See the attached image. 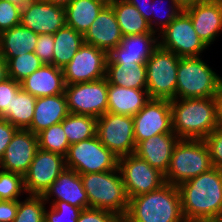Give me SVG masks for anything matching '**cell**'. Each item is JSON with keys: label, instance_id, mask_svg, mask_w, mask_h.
Masks as SVG:
<instances>
[{"label": "cell", "instance_id": "6da1fadb", "mask_svg": "<svg viewBox=\"0 0 222 222\" xmlns=\"http://www.w3.org/2000/svg\"><path fill=\"white\" fill-rule=\"evenodd\" d=\"M177 187L184 219L210 222L222 217V169L212 167Z\"/></svg>", "mask_w": 222, "mask_h": 222}, {"label": "cell", "instance_id": "7a4b0ae2", "mask_svg": "<svg viewBox=\"0 0 222 222\" xmlns=\"http://www.w3.org/2000/svg\"><path fill=\"white\" fill-rule=\"evenodd\" d=\"M170 106L173 132L180 139L204 140L218 128L213 97L173 99Z\"/></svg>", "mask_w": 222, "mask_h": 222}, {"label": "cell", "instance_id": "3957f363", "mask_svg": "<svg viewBox=\"0 0 222 222\" xmlns=\"http://www.w3.org/2000/svg\"><path fill=\"white\" fill-rule=\"evenodd\" d=\"M184 220L178 187L164 184L147 194L129 199L123 222H182Z\"/></svg>", "mask_w": 222, "mask_h": 222}, {"label": "cell", "instance_id": "277c9868", "mask_svg": "<svg viewBox=\"0 0 222 222\" xmlns=\"http://www.w3.org/2000/svg\"><path fill=\"white\" fill-rule=\"evenodd\" d=\"M89 208L107 210L123 219L129 198L118 167L115 170L81 174Z\"/></svg>", "mask_w": 222, "mask_h": 222}, {"label": "cell", "instance_id": "5b68a950", "mask_svg": "<svg viewBox=\"0 0 222 222\" xmlns=\"http://www.w3.org/2000/svg\"><path fill=\"white\" fill-rule=\"evenodd\" d=\"M204 140L179 139L175 144L165 175L166 183L178 186L212 168Z\"/></svg>", "mask_w": 222, "mask_h": 222}, {"label": "cell", "instance_id": "8992f818", "mask_svg": "<svg viewBox=\"0 0 222 222\" xmlns=\"http://www.w3.org/2000/svg\"><path fill=\"white\" fill-rule=\"evenodd\" d=\"M200 57L180 58L176 99L214 97L221 87L222 77Z\"/></svg>", "mask_w": 222, "mask_h": 222}, {"label": "cell", "instance_id": "52a82bcc", "mask_svg": "<svg viewBox=\"0 0 222 222\" xmlns=\"http://www.w3.org/2000/svg\"><path fill=\"white\" fill-rule=\"evenodd\" d=\"M180 57L158 46L146 61L147 92L150 99H176Z\"/></svg>", "mask_w": 222, "mask_h": 222}, {"label": "cell", "instance_id": "ba28073f", "mask_svg": "<svg viewBox=\"0 0 222 222\" xmlns=\"http://www.w3.org/2000/svg\"><path fill=\"white\" fill-rule=\"evenodd\" d=\"M66 168L87 174L115 170L118 157L107 149L95 135L87 140L71 144L65 156Z\"/></svg>", "mask_w": 222, "mask_h": 222}, {"label": "cell", "instance_id": "9c48e42d", "mask_svg": "<svg viewBox=\"0 0 222 222\" xmlns=\"http://www.w3.org/2000/svg\"><path fill=\"white\" fill-rule=\"evenodd\" d=\"M118 169L129 199L155 191L166 184L165 175L135 153L119 157Z\"/></svg>", "mask_w": 222, "mask_h": 222}, {"label": "cell", "instance_id": "30bf717a", "mask_svg": "<svg viewBox=\"0 0 222 222\" xmlns=\"http://www.w3.org/2000/svg\"><path fill=\"white\" fill-rule=\"evenodd\" d=\"M96 136L118 158L135 152L136 142L132 116L106 112L97 118Z\"/></svg>", "mask_w": 222, "mask_h": 222}, {"label": "cell", "instance_id": "8fae6325", "mask_svg": "<svg viewBox=\"0 0 222 222\" xmlns=\"http://www.w3.org/2000/svg\"><path fill=\"white\" fill-rule=\"evenodd\" d=\"M159 46L180 58L199 57L208 47L194 30L189 14L182 12L158 34Z\"/></svg>", "mask_w": 222, "mask_h": 222}, {"label": "cell", "instance_id": "7c38bea8", "mask_svg": "<svg viewBox=\"0 0 222 222\" xmlns=\"http://www.w3.org/2000/svg\"><path fill=\"white\" fill-rule=\"evenodd\" d=\"M69 113L99 118L107 112L108 81L106 78L66 85Z\"/></svg>", "mask_w": 222, "mask_h": 222}, {"label": "cell", "instance_id": "4fadbf2b", "mask_svg": "<svg viewBox=\"0 0 222 222\" xmlns=\"http://www.w3.org/2000/svg\"><path fill=\"white\" fill-rule=\"evenodd\" d=\"M107 53L83 43L72 60L62 68L66 85L105 78Z\"/></svg>", "mask_w": 222, "mask_h": 222}, {"label": "cell", "instance_id": "5bb4252c", "mask_svg": "<svg viewBox=\"0 0 222 222\" xmlns=\"http://www.w3.org/2000/svg\"><path fill=\"white\" fill-rule=\"evenodd\" d=\"M66 168L65 157L38 149L24 175L25 191L29 195H43Z\"/></svg>", "mask_w": 222, "mask_h": 222}, {"label": "cell", "instance_id": "9a60e30c", "mask_svg": "<svg viewBox=\"0 0 222 222\" xmlns=\"http://www.w3.org/2000/svg\"><path fill=\"white\" fill-rule=\"evenodd\" d=\"M136 144L162 133H174L170 100L150 99L133 116Z\"/></svg>", "mask_w": 222, "mask_h": 222}, {"label": "cell", "instance_id": "2e32d148", "mask_svg": "<svg viewBox=\"0 0 222 222\" xmlns=\"http://www.w3.org/2000/svg\"><path fill=\"white\" fill-rule=\"evenodd\" d=\"M20 24L38 35L54 34L66 25L65 7L31 0L21 8Z\"/></svg>", "mask_w": 222, "mask_h": 222}, {"label": "cell", "instance_id": "e0dca14e", "mask_svg": "<svg viewBox=\"0 0 222 222\" xmlns=\"http://www.w3.org/2000/svg\"><path fill=\"white\" fill-rule=\"evenodd\" d=\"M38 149L37 135L28 129H18L5 149L0 169L24 176Z\"/></svg>", "mask_w": 222, "mask_h": 222}, {"label": "cell", "instance_id": "ac0fdd59", "mask_svg": "<svg viewBox=\"0 0 222 222\" xmlns=\"http://www.w3.org/2000/svg\"><path fill=\"white\" fill-rule=\"evenodd\" d=\"M190 16L194 30L207 47L222 32V1L201 0L184 9Z\"/></svg>", "mask_w": 222, "mask_h": 222}, {"label": "cell", "instance_id": "d6986e66", "mask_svg": "<svg viewBox=\"0 0 222 222\" xmlns=\"http://www.w3.org/2000/svg\"><path fill=\"white\" fill-rule=\"evenodd\" d=\"M155 32L123 36L120 44L107 54L106 64L146 63L159 46Z\"/></svg>", "mask_w": 222, "mask_h": 222}, {"label": "cell", "instance_id": "ffe728a7", "mask_svg": "<svg viewBox=\"0 0 222 222\" xmlns=\"http://www.w3.org/2000/svg\"><path fill=\"white\" fill-rule=\"evenodd\" d=\"M83 37L84 43L95 46L107 54L120 44L123 35L109 3L101 10Z\"/></svg>", "mask_w": 222, "mask_h": 222}, {"label": "cell", "instance_id": "44dd1931", "mask_svg": "<svg viewBox=\"0 0 222 222\" xmlns=\"http://www.w3.org/2000/svg\"><path fill=\"white\" fill-rule=\"evenodd\" d=\"M44 201L53 205L56 201H65L80 209L89 208V201L83 187L82 179L76 171L65 168L59 177L50 185L42 195Z\"/></svg>", "mask_w": 222, "mask_h": 222}, {"label": "cell", "instance_id": "7402d4cb", "mask_svg": "<svg viewBox=\"0 0 222 222\" xmlns=\"http://www.w3.org/2000/svg\"><path fill=\"white\" fill-rule=\"evenodd\" d=\"M179 139L175 133L157 134L138 142L134 153L165 174L170 164L173 148Z\"/></svg>", "mask_w": 222, "mask_h": 222}, {"label": "cell", "instance_id": "603a6c76", "mask_svg": "<svg viewBox=\"0 0 222 222\" xmlns=\"http://www.w3.org/2000/svg\"><path fill=\"white\" fill-rule=\"evenodd\" d=\"M20 85L22 90L36 98L64 94L66 87L62 69L52 64H43Z\"/></svg>", "mask_w": 222, "mask_h": 222}, {"label": "cell", "instance_id": "cb8c5ba5", "mask_svg": "<svg viewBox=\"0 0 222 222\" xmlns=\"http://www.w3.org/2000/svg\"><path fill=\"white\" fill-rule=\"evenodd\" d=\"M68 114L65 94L37 98L33 120L27 129L37 135L42 130L62 122Z\"/></svg>", "mask_w": 222, "mask_h": 222}, {"label": "cell", "instance_id": "d4e9b609", "mask_svg": "<svg viewBox=\"0 0 222 222\" xmlns=\"http://www.w3.org/2000/svg\"><path fill=\"white\" fill-rule=\"evenodd\" d=\"M149 100L147 89H134L108 84L107 112L133 117Z\"/></svg>", "mask_w": 222, "mask_h": 222}, {"label": "cell", "instance_id": "484cf974", "mask_svg": "<svg viewBox=\"0 0 222 222\" xmlns=\"http://www.w3.org/2000/svg\"><path fill=\"white\" fill-rule=\"evenodd\" d=\"M108 3L109 0H73L65 7L66 26L84 35Z\"/></svg>", "mask_w": 222, "mask_h": 222}, {"label": "cell", "instance_id": "4316f807", "mask_svg": "<svg viewBox=\"0 0 222 222\" xmlns=\"http://www.w3.org/2000/svg\"><path fill=\"white\" fill-rule=\"evenodd\" d=\"M38 34L21 24L0 34V54L12 58L27 52H34Z\"/></svg>", "mask_w": 222, "mask_h": 222}, {"label": "cell", "instance_id": "83f0119b", "mask_svg": "<svg viewBox=\"0 0 222 222\" xmlns=\"http://www.w3.org/2000/svg\"><path fill=\"white\" fill-rule=\"evenodd\" d=\"M108 84L134 89H147L145 63L106 64Z\"/></svg>", "mask_w": 222, "mask_h": 222}, {"label": "cell", "instance_id": "f1b7e54d", "mask_svg": "<svg viewBox=\"0 0 222 222\" xmlns=\"http://www.w3.org/2000/svg\"><path fill=\"white\" fill-rule=\"evenodd\" d=\"M123 36L151 33L142 14L126 0H109Z\"/></svg>", "mask_w": 222, "mask_h": 222}, {"label": "cell", "instance_id": "f546056e", "mask_svg": "<svg viewBox=\"0 0 222 222\" xmlns=\"http://www.w3.org/2000/svg\"><path fill=\"white\" fill-rule=\"evenodd\" d=\"M53 65L58 68L66 66L84 43L83 34L69 26L56 31L54 34Z\"/></svg>", "mask_w": 222, "mask_h": 222}, {"label": "cell", "instance_id": "4dcf8cb0", "mask_svg": "<svg viewBox=\"0 0 222 222\" xmlns=\"http://www.w3.org/2000/svg\"><path fill=\"white\" fill-rule=\"evenodd\" d=\"M36 100V97L20 89L13 95L11 111L4 119L18 129H27L33 120Z\"/></svg>", "mask_w": 222, "mask_h": 222}, {"label": "cell", "instance_id": "1f68e13d", "mask_svg": "<svg viewBox=\"0 0 222 222\" xmlns=\"http://www.w3.org/2000/svg\"><path fill=\"white\" fill-rule=\"evenodd\" d=\"M97 118L69 113L62 121L69 144L87 140L96 135Z\"/></svg>", "mask_w": 222, "mask_h": 222}, {"label": "cell", "instance_id": "d6a6232c", "mask_svg": "<svg viewBox=\"0 0 222 222\" xmlns=\"http://www.w3.org/2000/svg\"><path fill=\"white\" fill-rule=\"evenodd\" d=\"M38 148L66 156L70 146L62 122L54 124L37 134Z\"/></svg>", "mask_w": 222, "mask_h": 222}, {"label": "cell", "instance_id": "836d02e7", "mask_svg": "<svg viewBox=\"0 0 222 222\" xmlns=\"http://www.w3.org/2000/svg\"><path fill=\"white\" fill-rule=\"evenodd\" d=\"M4 59L7 62L8 77L19 83L44 64L34 52Z\"/></svg>", "mask_w": 222, "mask_h": 222}, {"label": "cell", "instance_id": "e575fe53", "mask_svg": "<svg viewBox=\"0 0 222 222\" xmlns=\"http://www.w3.org/2000/svg\"><path fill=\"white\" fill-rule=\"evenodd\" d=\"M18 200V210L13 222H44L46 202L42 195H28Z\"/></svg>", "mask_w": 222, "mask_h": 222}, {"label": "cell", "instance_id": "d590c367", "mask_svg": "<svg viewBox=\"0 0 222 222\" xmlns=\"http://www.w3.org/2000/svg\"><path fill=\"white\" fill-rule=\"evenodd\" d=\"M26 193L24 176L0 169V200H19Z\"/></svg>", "mask_w": 222, "mask_h": 222}, {"label": "cell", "instance_id": "8d00e7d4", "mask_svg": "<svg viewBox=\"0 0 222 222\" xmlns=\"http://www.w3.org/2000/svg\"><path fill=\"white\" fill-rule=\"evenodd\" d=\"M45 209L44 222H77L82 209L65 201H56Z\"/></svg>", "mask_w": 222, "mask_h": 222}, {"label": "cell", "instance_id": "74e56055", "mask_svg": "<svg viewBox=\"0 0 222 222\" xmlns=\"http://www.w3.org/2000/svg\"><path fill=\"white\" fill-rule=\"evenodd\" d=\"M169 1V8L167 9L166 12L162 11V14L164 17L162 18V15L161 17L160 16H156V12H158V8H155L158 3H162L163 1L162 0H153L152 3H151V14H152V31L159 34L161 31H163L171 21H173L181 12H182V8L177 4L175 3L174 0H168ZM165 2V1H164ZM160 5H158L157 7H159ZM162 6V5H161ZM168 6V5H167ZM160 8V7H159ZM166 7H164V9L162 10H165ZM160 11H161V8H160ZM160 15V13H159ZM157 18L158 21H156L155 17ZM154 18V19H153ZM161 18V19H159Z\"/></svg>", "mask_w": 222, "mask_h": 222}, {"label": "cell", "instance_id": "f35d334b", "mask_svg": "<svg viewBox=\"0 0 222 222\" xmlns=\"http://www.w3.org/2000/svg\"><path fill=\"white\" fill-rule=\"evenodd\" d=\"M21 7L0 0V34L20 24Z\"/></svg>", "mask_w": 222, "mask_h": 222}, {"label": "cell", "instance_id": "ab89813d", "mask_svg": "<svg viewBox=\"0 0 222 222\" xmlns=\"http://www.w3.org/2000/svg\"><path fill=\"white\" fill-rule=\"evenodd\" d=\"M20 89V83L12 78L0 83V118H4L11 111L13 95H16Z\"/></svg>", "mask_w": 222, "mask_h": 222}, {"label": "cell", "instance_id": "60d3db41", "mask_svg": "<svg viewBox=\"0 0 222 222\" xmlns=\"http://www.w3.org/2000/svg\"><path fill=\"white\" fill-rule=\"evenodd\" d=\"M204 141L209 149L212 166L222 169V128L215 129Z\"/></svg>", "mask_w": 222, "mask_h": 222}, {"label": "cell", "instance_id": "b9f144b4", "mask_svg": "<svg viewBox=\"0 0 222 222\" xmlns=\"http://www.w3.org/2000/svg\"><path fill=\"white\" fill-rule=\"evenodd\" d=\"M54 35L53 34H41L38 35V41L34 53L44 64L53 65V53H54Z\"/></svg>", "mask_w": 222, "mask_h": 222}, {"label": "cell", "instance_id": "7bdbcfd3", "mask_svg": "<svg viewBox=\"0 0 222 222\" xmlns=\"http://www.w3.org/2000/svg\"><path fill=\"white\" fill-rule=\"evenodd\" d=\"M122 219L115 213L96 209L87 208L83 209L79 215L77 222H121Z\"/></svg>", "mask_w": 222, "mask_h": 222}, {"label": "cell", "instance_id": "ee69618b", "mask_svg": "<svg viewBox=\"0 0 222 222\" xmlns=\"http://www.w3.org/2000/svg\"><path fill=\"white\" fill-rule=\"evenodd\" d=\"M17 130L18 128L13 126L10 122L6 121L4 118H0V162L3 158L5 149Z\"/></svg>", "mask_w": 222, "mask_h": 222}, {"label": "cell", "instance_id": "f6af8a7d", "mask_svg": "<svg viewBox=\"0 0 222 222\" xmlns=\"http://www.w3.org/2000/svg\"><path fill=\"white\" fill-rule=\"evenodd\" d=\"M18 210V200H0V222H13Z\"/></svg>", "mask_w": 222, "mask_h": 222}, {"label": "cell", "instance_id": "bcb514c9", "mask_svg": "<svg viewBox=\"0 0 222 222\" xmlns=\"http://www.w3.org/2000/svg\"><path fill=\"white\" fill-rule=\"evenodd\" d=\"M142 14L152 30L151 3L153 0H126ZM150 1V2H149Z\"/></svg>", "mask_w": 222, "mask_h": 222}, {"label": "cell", "instance_id": "7dc6e473", "mask_svg": "<svg viewBox=\"0 0 222 222\" xmlns=\"http://www.w3.org/2000/svg\"><path fill=\"white\" fill-rule=\"evenodd\" d=\"M215 102L216 121L218 128H222V85L213 97Z\"/></svg>", "mask_w": 222, "mask_h": 222}, {"label": "cell", "instance_id": "c3c4849f", "mask_svg": "<svg viewBox=\"0 0 222 222\" xmlns=\"http://www.w3.org/2000/svg\"><path fill=\"white\" fill-rule=\"evenodd\" d=\"M8 77L7 62L0 54V83L5 81Z\"/></svg>", "mask_w": 222, "mask_h": 222}, {"label": "cell", "instance_id": "681fc988", "mask_svg": "<svg viewBox=\"0 0 222 222\" xmlns=\"http://www.w3.org/2000/svg\"><path fill=\"white\" fill-rule=\"evenodd\" d=\"M175 3H177L182 9H185L189 6L194 5L195 3H197L198 1L201 0H174Z\"/></svg>", "mask_w": 222, "mask_h": 222}, {"label": "cell", "instance_id": "f907efd6", "mask_svg": "<svg viewBox=\"0 0 222 222\" xmlns=\"http://www.w3.org/2000/svg\"><path fill=\"white\" fill-rule=\"evenodd\" d=\"M46 2H49L54 5H59L62 7H66L68 4H70L73 0H44Z\"/></svg>", "mask_w": 222, "mask_h": 222}, {"label": "cell", "instance_id": "816d5d0a", "mask_svg": "<svg viewBox=\"0 0 222 222\" xmlns=\"http://www.w3.org/2000/svg\"><path fill=\"white\" fill-rule=\"evenodd\" d=\"M4 1H8L9 3L15 4V5L22 8L27 3H29L31 0H4Z\"/></svg>", "mask_w": 222, "mask_h": 222}, {"label": "cell", "instance_id": "f5cc1de1", "mask_svg": "<svg viewBox=\"0 0 222 222\" xmlns=\"http://www.w3.org/2000/svg\"><path fill=\"white\" fill-rule=\"evenodd\" d=\"M182 222H208V221H203V220H188V219H184Z\"/></svg>", "mask_w": 222, "mask_h": 222}, {"label": "cell", "instance_id": "db71d44e", "mask_svg": "<svg viewBox=\"0 0 222 222\" xmlns=\"http://www.w3.org/2000/svg\"><path fill=\"white\" fill-rule=\"evenodd\" d=\"M210 222H222V217L217 218V219H214V220H212V221H210Z\"/></svg>", "mask_w": 222, "mask_h": 222}]
</instances>
